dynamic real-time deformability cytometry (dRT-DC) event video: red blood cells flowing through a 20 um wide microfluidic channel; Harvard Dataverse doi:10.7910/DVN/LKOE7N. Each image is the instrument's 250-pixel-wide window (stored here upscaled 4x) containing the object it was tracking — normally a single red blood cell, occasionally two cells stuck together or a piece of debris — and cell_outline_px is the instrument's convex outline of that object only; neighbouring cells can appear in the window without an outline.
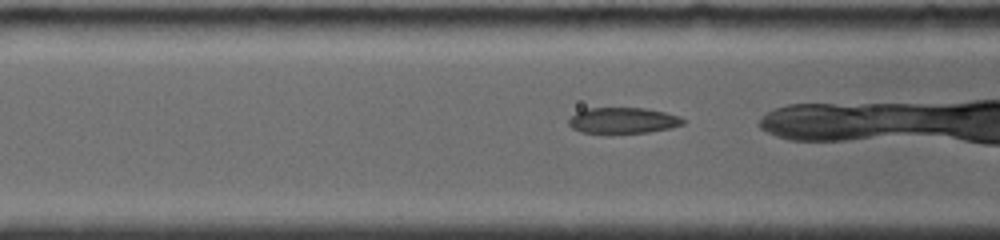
{"species": "common noctule bat (a hibernating species)", "species_latin": "Nyctalus noctula", "temperature_condition": "room temperature", "stored_images_in_passage": 29, "camera_frame_rate_fps": 4000, "um_per_image_px": 0.085, "animal": {"sex": "female", "body_mass_g": 19.0, "forearm_length_mm": 56.7}, "frame": {"image": 1, "passage_image": 5, "time_ms": 1.0, "image_size_px": [1000, 240], "cell_outline_px": [[684, 124], [672, 128], [648, 132], [580, 132], [572, 128], [568, 124], [568, 120], [576, 112], [584, 108], [644, 108], [664, 112], [680, 116], [684, 120]], "centroid_in_image_um": [52.95, 10.22], "position_along_channel_um": 113.6, "area_um2": 17.11}}
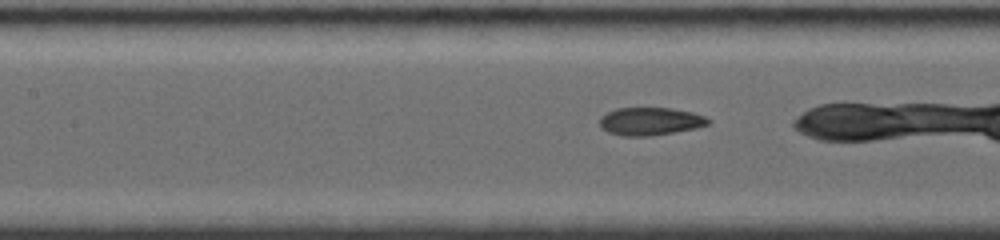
{"frame": {"image": 2, "passage_image": 9, "time_ms": 2.0, "image_size_px": [1000, 240], "cell_outline_px": [[712, 124], [696, 128], [648, 136], [620, 136], [608, 132], [600, 124], [600, 116], [616, 108], [668, 108], [692, 112], [704, 116], [712, 120]], "centroid_in_image_um": [55.3, 10.31], "position_along_channel_um": 152.1, "area_um2": 17.57}}
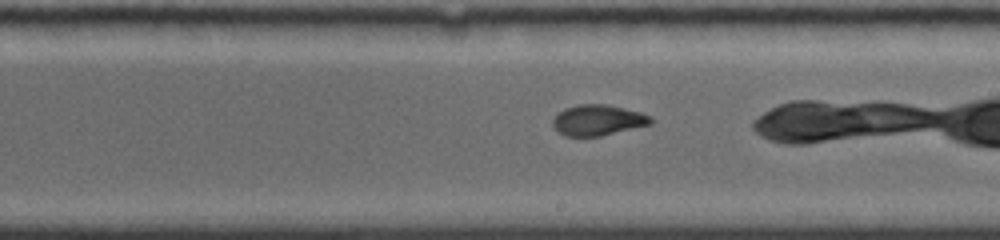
{"frame": {"image": 3, "passage_image": 17, "time_ms": 4.25, "image_size_px": [1000, 240], "cell_outline_px": [[652, 124], [600, 136], [564, 136], [552, 128], [552, 120], [564, 108], [580, 104], [604, 104], [640, 112], [652, 116]], "centroid_in_image_um": [50.8, 10.22], "position_along_channel_um": 238.2, "area_um2": 17.51}}